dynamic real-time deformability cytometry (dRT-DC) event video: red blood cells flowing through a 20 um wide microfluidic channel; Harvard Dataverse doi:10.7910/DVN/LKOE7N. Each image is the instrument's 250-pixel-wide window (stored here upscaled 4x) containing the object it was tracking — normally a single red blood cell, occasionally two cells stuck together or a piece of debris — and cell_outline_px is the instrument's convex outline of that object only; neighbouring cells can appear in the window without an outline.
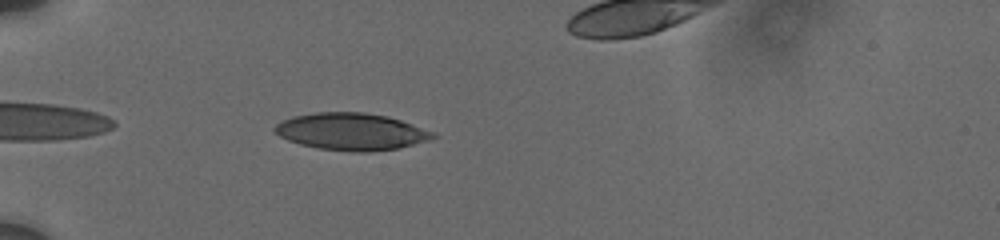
{"species": "human", "species_latin": "Homo sapiens", "temperature_condition": "cold", "stored_images_in_passage": 39, "camera_frame_rate_fps": 3000, "um_per_image_px": 0.085, "donor": {"sex": "male"}, "frame": {"image": 1, "passage_image": 4, "time_ms": 1.0, "image_size_px": [1000, 240], "cell_outline_px": [[436, 136], [428, 140], [396, 148], [372, 152], [352, 152], [320, 148], [300, 144], [288, 140], [280, 136], [272, 128], [280, 120], [292, 116], [316, 112], [364, 112], [388, 116], [436, 132]], "centroid_in_image_um": [29.84, 11.17], "position_along_channel_um": 55.2, "area_um2": 34.16}}
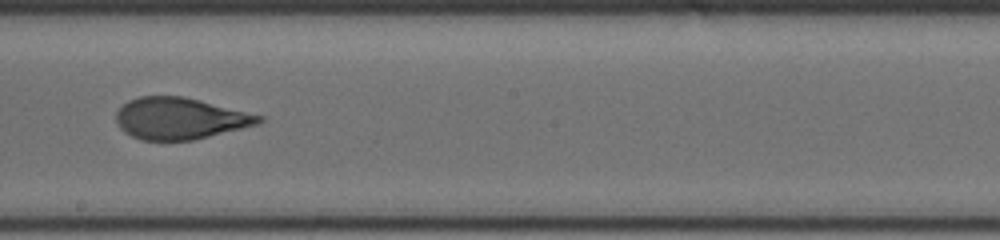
{"frame": {"image": 2, "passage_image": 16, "time_ms": 6.333, "image_size_px": [1000, 240], "cell_outline_px": [[264, 120], [260, 124], [192, 140], [140, 140], [124, 132], [116, 124], [116, 112], [128, 100], [140, 96], [184, 96], [264, 116]], "centroid_in_image_um": [15.29, 10.07], "position_along_channel_um": 232.9, "area_um2": 34.62}}
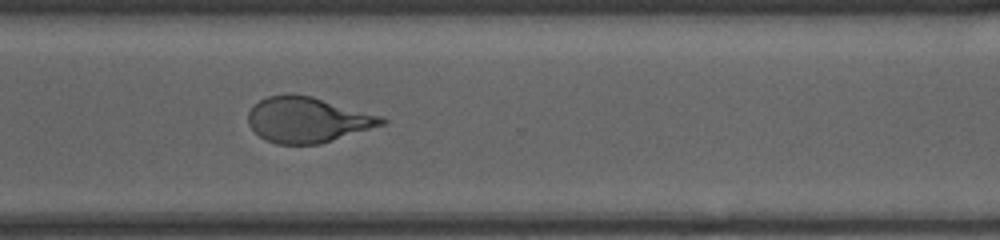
{"frame": {"image": 3, "passage_image": 28, "time_ms": 9.333, "image_size_px": [1000, 240], "cell_outline_px": [[388, 120], [384, 124], [320, 144], [276, 144], [260, 136], [248, 124], [248, 112], [260, 100], [268, 96], [292, 92], [312, 96], [384, 116]], "centroid_in_image_um": [26.16, 10.16], "position_along_channel_um": 344.4, "area_um2": 35.43}, "authors_computed_cell_mechanics": {"area_um2": 35.4314, "velocity_mm_per_s": 3.7365, "shape_relaxation_time_tau1_ms": 5.2786, "shape_relaxation_time_tau2_ms": 0.8724, "deformation_change_tau1": 0.1574, "deformation_change_tau2": 0.053}}